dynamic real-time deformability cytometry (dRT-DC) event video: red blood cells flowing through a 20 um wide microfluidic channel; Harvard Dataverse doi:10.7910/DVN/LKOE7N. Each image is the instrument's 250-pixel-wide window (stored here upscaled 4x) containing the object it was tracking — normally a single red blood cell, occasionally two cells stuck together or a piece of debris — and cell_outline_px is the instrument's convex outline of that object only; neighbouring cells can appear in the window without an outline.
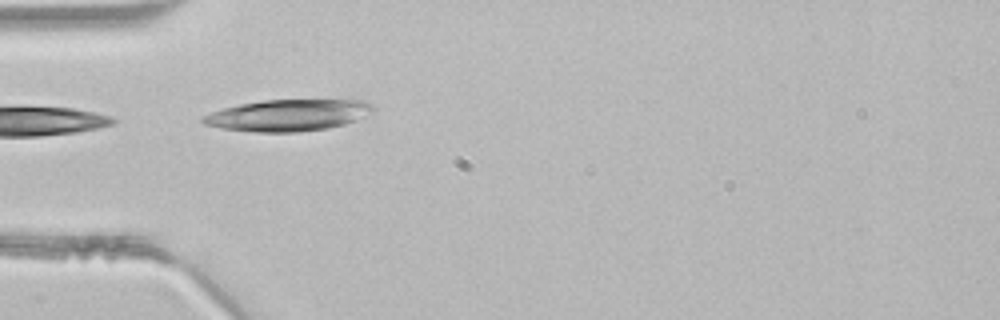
{"species": "common noctule bat (a hibernating species)", "species_latin": "Nyctalus noctula", "temperature_condition": "room temperature", "stored_images_in_passage": 4, "camera_frame_rate_fps": 3000, "um_per_image_px": 0.085, "animal": {"sex": "male", "body_mass_g": 21.5, "forearm_length_mm": 52.0}, "frame": {"image": 1, "passage_image": 1, "time_ms": 0.0, "image_size_px": [1000, 320], "cell_outline_px": [[376, 108], [372, 112], [356, 120], [344, 124], [328, 128], [296, 132], [252, 132], [224, 128], [204, 124], [200, 120], [200, 116], [224, 108], [240, 104], [264, 100], [364, 100], [372, 104]], "centroid_in_image_um": [24.49, 9.79], "position_along_channel_um": 60.5, "area_um2": 31.21}}